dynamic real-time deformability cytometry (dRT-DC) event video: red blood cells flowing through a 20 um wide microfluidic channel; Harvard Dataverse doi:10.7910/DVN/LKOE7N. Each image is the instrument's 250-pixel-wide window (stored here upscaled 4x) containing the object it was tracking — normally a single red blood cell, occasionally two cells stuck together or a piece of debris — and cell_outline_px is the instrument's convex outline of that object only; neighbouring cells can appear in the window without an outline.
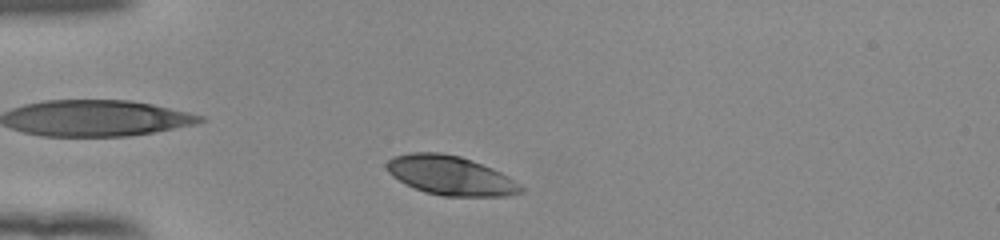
{"species": "human", "species_latin": "Homo sapiens", "temperature_condition": "room temperature", "stored_images_in_passage": 37, "camera_frame_rate_fps": 3000, "um_per_image_px": 0.085, "donor": {"sex": "female"}, "frame": {"image": 1, "passage_image": 3, "time_ms": 0.667, "image_size_px": [1000, 240], "cell_outline_px": [[524, 192], [508, 196], [444, 196], [424, 192], [392, 176], [388, 172], [384, 164], [392, 156], [408, 152], [440, 152], [460, 156], [472, 160], [492, 168], [508, 176], [520, 184], [524, 188]], "centroid_in_image_um": [38.29, 14.9], "position_along_channel_um": 46.7, "area_um2": 30.81}}
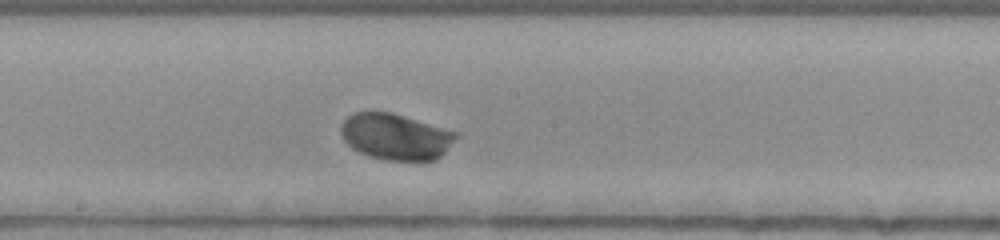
{"frame": {"image": 2, "passage_image": 18, "time_ms": 5.667, "image_size_px": [1000, 240], "cell_outline_px": [[460, 136], [436, 160], [384, 160], [368, 156], [352, 148], [344, 140], [340, 132], [340, 128], [344, 120], [352, 112], [392, 112], [460, 132]], "centroid_in_image_um": [33.66, 11.61], "position_along_channel_um": 214.5, "area_um2": 31.27}}
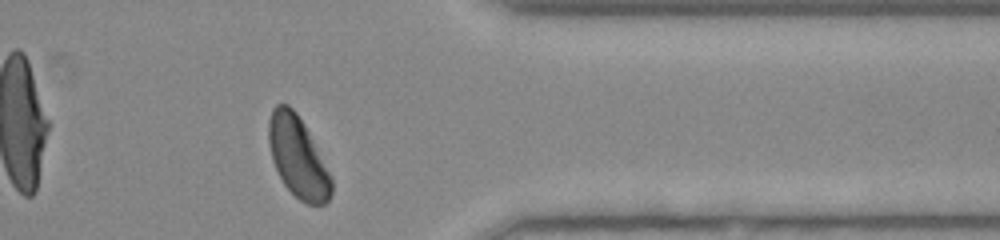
{"frame": {"image": 3, "passage_image": 32, "time_ms": 10.333, "image_size_px": [1000, 240], "cell_outline_px": [[332, 192], [328, 200], [324, 204], [304, 204], [284, 184], [272, 160], [268, 140], [268, 120], [272, 108], [276, 104], [288, 104], [296, 112], [304, 124], [332, 176]], "centroid_in_image_um": [25.31, 13.34], "position_along_channel_um": 386.1, "area_um2": 29.48}, "authors_computed_cell_mechanics": {"area_um2": 30.8074, "velocity_mm_per_s": 3.8678, "shape_relaxation_time_tau1_ms": 2.1724, "shape_relaxation_time_tau2_ms": null, "deformation_change_tau1": 0.1412, "deformation_change_tau2": null}}